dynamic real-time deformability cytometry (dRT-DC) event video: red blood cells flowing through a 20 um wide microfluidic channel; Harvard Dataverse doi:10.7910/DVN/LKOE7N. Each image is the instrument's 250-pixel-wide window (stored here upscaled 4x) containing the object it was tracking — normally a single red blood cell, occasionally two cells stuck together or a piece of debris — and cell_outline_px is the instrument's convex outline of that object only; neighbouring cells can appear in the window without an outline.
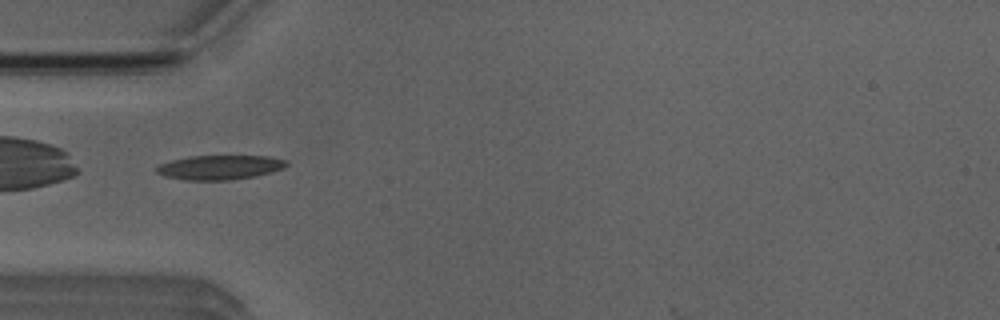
{"species": "Egyptian fruit bat (a non-hibernating species)", "species_latin": "Rousettus aegyptiacus", "temperature_condition": "room temperature", "stored_images_in_passage": 32, "camera_frame_rate_fps": 3000, "um_per_image_px": 0.085, "animal": {"sex": "male"}, "frame": {"image": 1, "passage_image": 1, "time_ms": 0.0, "image_size_px": [1000, 320], "cell_outline_px": [[288, 164], [284, 168], [256, 176], [232, 180], [184, 180], [164, 176], [156, 172], [156, 168], [160, 164], [172, 160], [188, 156], [268, 156], [288, 160]], "centroid_in_image_um": [18.69, 14.22], "position_along_channel_um": 66.3, "area_um2": 18.55}}
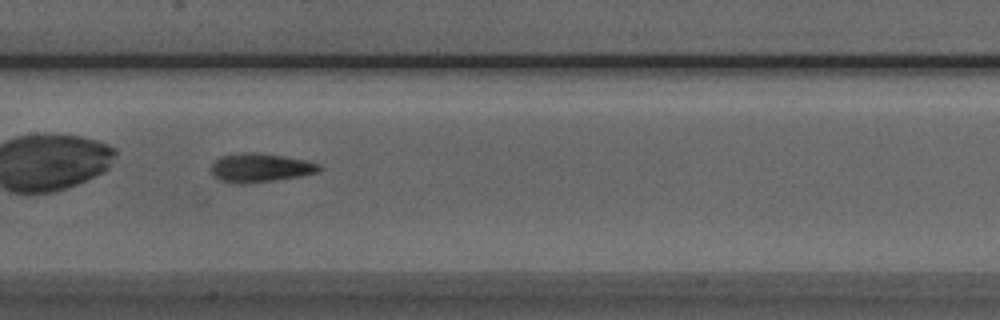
{"frame": {"image": 2, "passage_image": 10, "time_ms": 3.0, "image_size_px": [1000, 320], "cell_outline_px": [[320, 168], [316, 172], [300, 176], [276, 180], [244, 184], [232, 184], [220, 180], [212, 172], [212, 164], [220, 156], [244, 152], [256, 152], [284, 156], [304, 160], [320, 164]], "centroid_in_image_um": [22.09, 14.26], "position_along_channel_um": 185.3, "area_um2": 18.03}}